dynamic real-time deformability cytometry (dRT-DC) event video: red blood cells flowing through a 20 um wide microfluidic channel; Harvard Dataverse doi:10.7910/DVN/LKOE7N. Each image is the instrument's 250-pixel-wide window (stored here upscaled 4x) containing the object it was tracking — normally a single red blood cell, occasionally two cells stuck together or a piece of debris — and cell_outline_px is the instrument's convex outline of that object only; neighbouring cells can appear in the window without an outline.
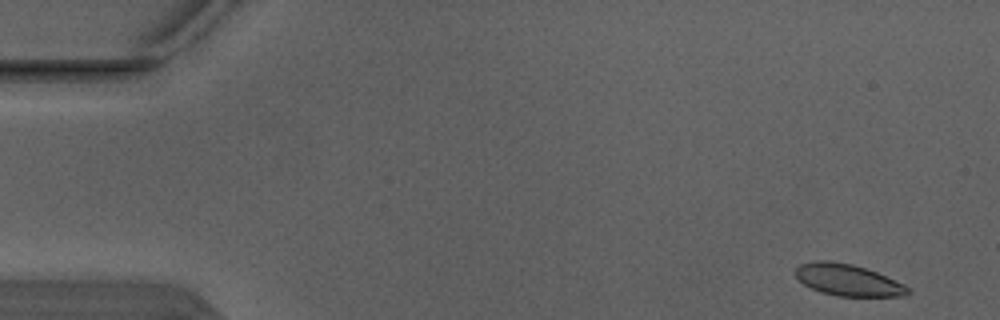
{"species": "Egyptian fruit bat (a non-hibernating species)", "species_latin": "Rousettus aegyptiacus", "temperature_condition": "warm", "stored_images_in_passage": 5, "camera_frame_rate_fps": 3000, "um_per_image_px": 0.085, "animal": {"sex": "male"}, "frame": {"image": 1, "passage_image": 1, "time_ms": 0.0, "image_size_px": [1000, 320], "cell_outline_px": [[912, 292], [904, 296], [836, 296], [820, 292], [804, 284], [796, 276], [796, 268], [800, 264], [816, 260], [832, 260], [852, 264], [876, 272], [904, 284]], "centroid_in_image_um": [72.07, 23.8], "position_along_channel_um": 12.9, "area_um2": 20.63}}
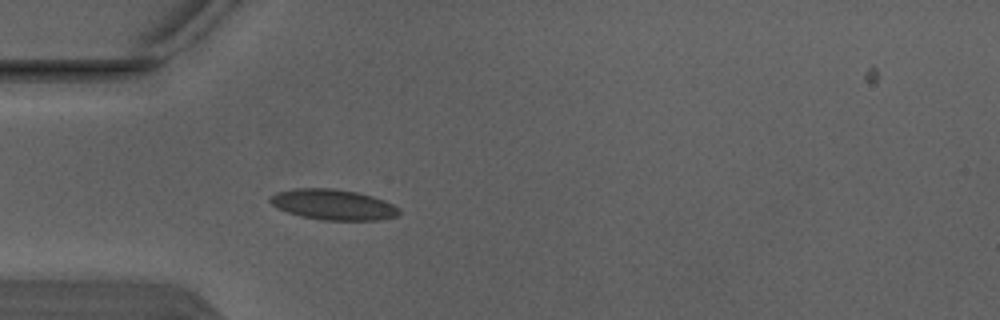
{"frame": {"image": 2, "passage_image": 4, "time_ms": 1.0, "image_size_px": [1000, 320], "cell_outline_px": [[400, 212], [396, 216], [380, 220], [324, 220], [300, 216], [288, 212], [272, 204], [268, 200], [268, 196], [276, 192], [296, 188], [332, 188], [356, 192], [372, 196], [384, 200], [400, 208]], "centroid_in_image_um": [28.31, 17.38], "position_along_channel_um": 56.7, "area_um2": 22.95}}